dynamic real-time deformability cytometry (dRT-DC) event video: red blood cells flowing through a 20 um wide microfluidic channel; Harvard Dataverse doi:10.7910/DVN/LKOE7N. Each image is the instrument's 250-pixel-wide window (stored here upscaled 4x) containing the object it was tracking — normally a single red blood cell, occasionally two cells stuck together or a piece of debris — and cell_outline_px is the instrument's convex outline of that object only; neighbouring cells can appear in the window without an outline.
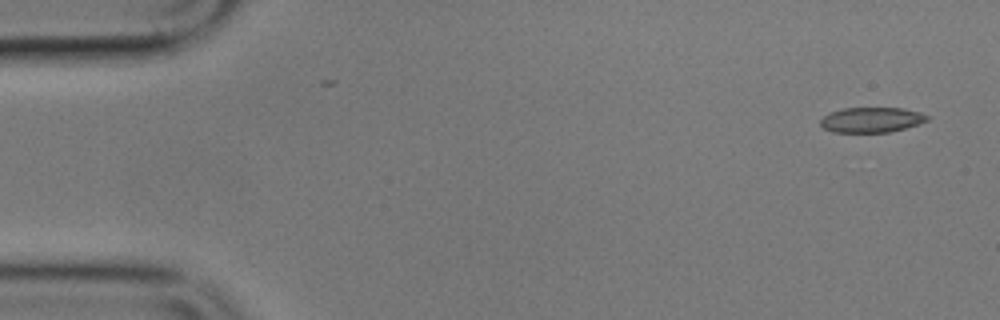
{"species": "common noctule bat (a hibernating species)", "species_latin": "Nyctalus noctula", "temperature_condition": "cold", "stored_images_in_passage": 5, "camera_frame_rate_fps": 3000, "um_per_image_px": 0.085, "animal": {"sex": "male", "body_mass_g": 17.9}, "frame": {"image": 1, "passage_image": 1, "time_ms": 0.0, "image_size_px": [1000, 320], "cell_outline_px": [[928, 120], [904, 128], [888, 132], [832, 132], [824, 128], [820, 124], [820, 120], [824, 116], [832, 112], [844, 108], [904, 108], [920, 112], [928, 116]], "centroid_in_image_um": [74.06, 10.18], "position_along_channel_um": 10.9, "area_um2": 15.43}}